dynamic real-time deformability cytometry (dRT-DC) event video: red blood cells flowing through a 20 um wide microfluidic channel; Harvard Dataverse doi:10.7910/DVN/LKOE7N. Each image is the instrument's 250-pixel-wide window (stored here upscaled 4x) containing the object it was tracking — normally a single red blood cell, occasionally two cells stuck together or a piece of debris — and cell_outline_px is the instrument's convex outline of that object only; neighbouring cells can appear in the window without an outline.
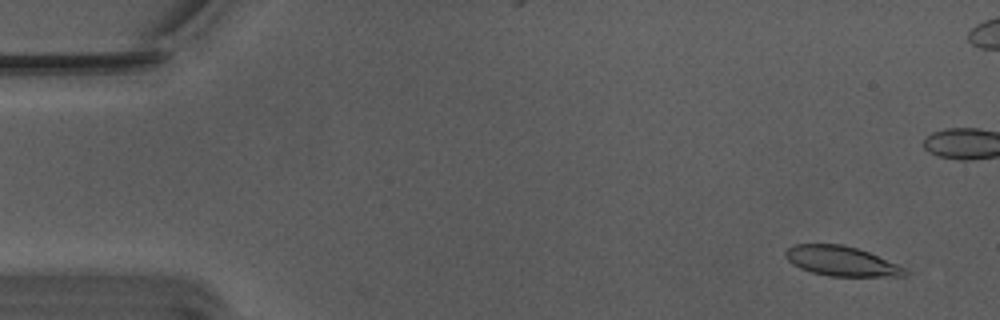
{"species": "Egyptian fruit bat (a non-hibernating species)", "species_latin": "Rousettus aegyptiacus", "temperature_condition": "warm", "stored_images_in_passage": 48, "camera_frame_rate_fps": 3000, "um_per_image_px": 0.085, "animal": {"sex": "male"}, "frame": {"image": 1, "passage_image": 4, "time_ms": 1.0, "image_size_px": [1000, 320], "cell_outline_px": [[908, 272], [904, 276], [828, 276], [812, 272], [800, 268], [792, 264], [784, 256], [784, 252], [788, 248], [796, 244], [844, 244], [868, 252], [896, 264], [904, 268]], "centroid_in_image_um": [71.47, 22.19], "position_along_channel_um": 13.5, "area_um2": 20.52}}
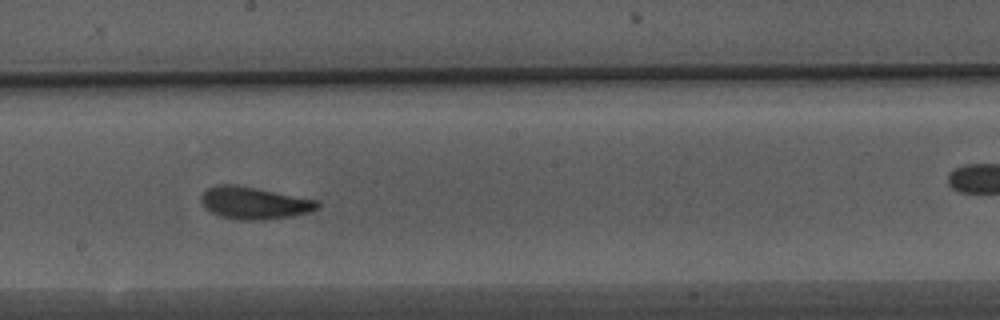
{"frame": {"image": 2, "passage_image": 31, "time_ms": 10.0, "image_size_px": [1000, 320], "cell_outline_px": [[320, 208], [308, 212], [288, 216], [264, 220], [240, 220], [220, 216], [204, 208], [200, 200], [200, 196], [208, 188], [216, 184], [236, 184], [316, 200], [320, 204]], "centroid_in_image_um": [21.55, 17.25], "position_along_channel_um": 226.6, "area_um2": 21.73}}
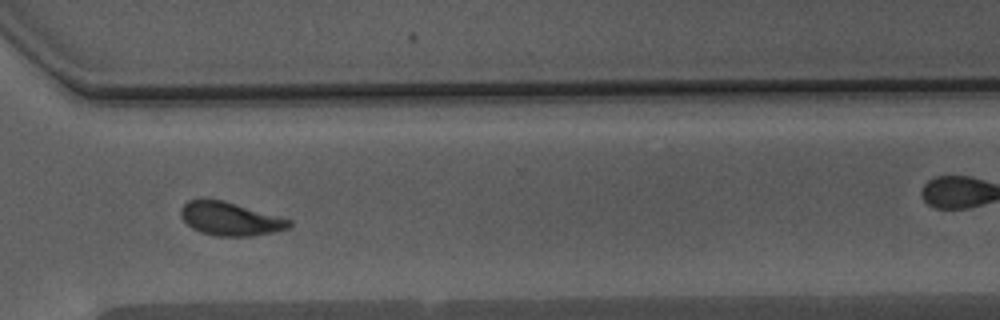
{"frame": {"image": 3, "passage_image": 41, "time_ms": 13.333, "image_size_px": [1000, 320], "cell_outline_px": [[292, 224], [288, 228], [276, 232], [252, 236], [216, 236], [200, 232], [192, 228], [180, 216], [180, 208], [188, 200], [200, 196], [204, 196], [224, 200], [292, 220]], "centroid_in_image_um": [19.52, 18.56], "position_along_channel_um": 351.1, "area_um2": 21.62}, "authors_computed_cell_mechanics": {"area_um2": 21.5016, "velocity_mm_per_s": 3.7274, "shape_relaxation_time_tau1_ms": 3.6302, "shape_relaxation_time_tau2_ms": 1.4226, "deformation_change_tau1": 0.1272, "deformation_change_tau2": 0.0842}}